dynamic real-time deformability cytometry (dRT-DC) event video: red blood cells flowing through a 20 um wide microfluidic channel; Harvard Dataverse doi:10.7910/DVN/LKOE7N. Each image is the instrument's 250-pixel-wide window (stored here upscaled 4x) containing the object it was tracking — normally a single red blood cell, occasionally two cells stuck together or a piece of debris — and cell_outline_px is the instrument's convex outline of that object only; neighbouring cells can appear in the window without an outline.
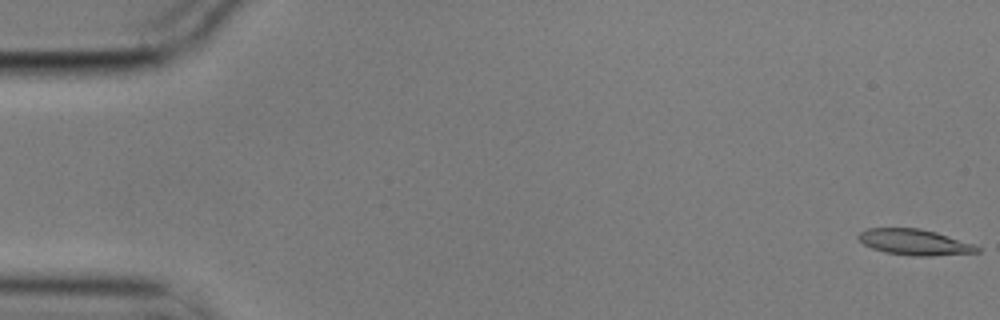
{"species": "common noctule bat (a hibernating species)", "species_latin": "Nyctalus noctula", "temperature_condition": "cold", "stored_images_in_passage": 11, "camera_frame_rate_fps": 3000, "um_per_image_px": 0.085, "animal": {"sex": "male", "body_mass_g": 17.9}, "frame": {"image": 1, "passage_image": 1, "time_ms": 0.0, "image_size_px": [1000, 320], "cell_outline_px": [[980, 252], [932, 256], [912, 256], [884, 252], [872, 248], [864, 244], [856, 236], [860, 232], [868, 228], [920, 228], [936, 232], [972, 244], [980, 248]], "centroid_in_image_um": [77.71, 20.59], "position_along_channel_um": 7.3, "area_um2": 17.8}}
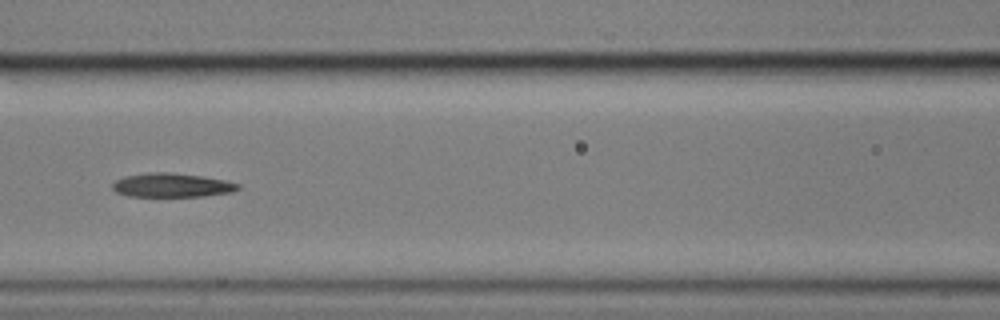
{"frame": {"image": 2, "passage_image": 7, "time_ms": 2.0, "image_size_px": [1000, 320], "cell_outline_px": [[240, 188], [232, 192], [204, 196], [128, 196], [116, 192], [112, 188], [112, 184], [116, 180], [124, 176], [148, 172], [168, 172], [204, 176], [224, 180], [240, 184]], "centroid_in_image_um": [14.6, 15.73], "position_along_channel_um": 152.0, "area_um2": 17.57}}
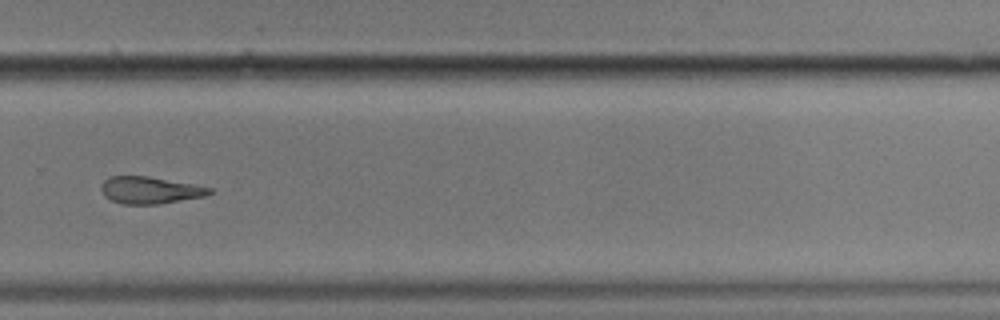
{"frame": {"image": 3, "passage_image": 11, "time_ms": 3.333, "image_size_px": [1000, 320], "cell_outline_px": [[216, 192], [204, 196], [160, 204], [124, 204], [112, 200], [104, 196], [100, 188], [100, 184], [108, 176], [148, 176], [192, 184], [212, 188]], "centroid_in_image_um": [12.73, 16.16], "position_along_channel_um": 317.1, "area_um2": 17.11}}